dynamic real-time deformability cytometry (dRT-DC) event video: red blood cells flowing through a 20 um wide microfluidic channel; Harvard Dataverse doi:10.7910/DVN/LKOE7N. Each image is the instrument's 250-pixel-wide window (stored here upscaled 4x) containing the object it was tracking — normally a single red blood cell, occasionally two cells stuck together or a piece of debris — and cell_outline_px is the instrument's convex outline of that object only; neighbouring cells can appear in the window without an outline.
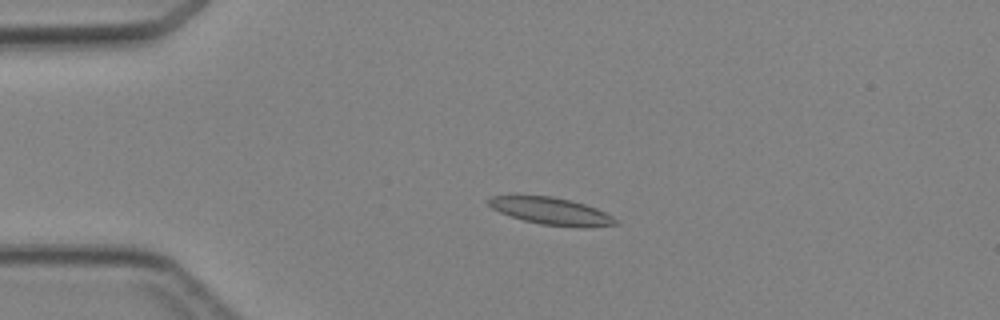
{"species": "Egyptian fruit bat (a non-hibernating species)", "species_latin": "Rousettus aegyptiacus", "temperature_condition": "cold", "stored_images_in_passage": 3, "camera_frame_rate_fps": 3000, "um_per_image_px": 0.085, "animal": {"sex": "female"}, "frame": {"image": 1, "passage_image": 2, "time_ms": 1.333, "image_size_px": [1000, 320], "cell_outline_px": [[620, 224], [584, 228], [580, 228], [540, 224], [524, 220], [500, 212], [492, 208], [488, 204], [488, 200], [492, 196], [552, 196], [584, 204], [596, 208], [612, 216]], "centroid_in_image_um": [46.89, 17.96], "position_along_channel_um": 38.1, "area_um2": 19.88}}